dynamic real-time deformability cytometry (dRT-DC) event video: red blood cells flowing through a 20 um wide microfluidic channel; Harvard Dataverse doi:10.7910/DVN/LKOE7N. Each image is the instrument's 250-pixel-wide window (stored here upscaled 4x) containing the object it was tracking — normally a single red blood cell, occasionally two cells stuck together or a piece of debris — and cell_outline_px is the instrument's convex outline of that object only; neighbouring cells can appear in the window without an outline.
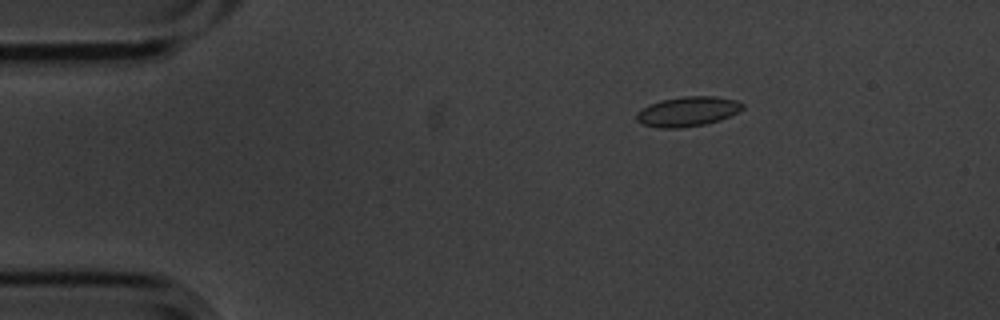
{"species": "common noctule bat (a hibernating species)", "species_latin": "Nyctalus noctula", "temperature_condition": "cold", "stored_images_in_passage": 3, "camera_frame_rate_fps": 3000, "um_per_image_px": 0.085, "animal": {"sex": "male", "body_mass_g": 20.1, "forearm_length_mm": 53.5}, "frame": {"image": 1, "passage_image": 2, "time_ms": 0.333, "image_size_px": [1000, 320], "cell_outline_px": [[744, 108], [720, 120], [704, 124], [680, 128], [660, 128], [644, 124], [636, 120], [636, 112], [640, 108], [648, 104], [660, 100], [684, 96], [716, 96], [736, 100], [744, 104]], "centroid_in_image_um": [58.41, 9.46], "position_along_channel_um": 26.6, "area_um2": 18.44}}